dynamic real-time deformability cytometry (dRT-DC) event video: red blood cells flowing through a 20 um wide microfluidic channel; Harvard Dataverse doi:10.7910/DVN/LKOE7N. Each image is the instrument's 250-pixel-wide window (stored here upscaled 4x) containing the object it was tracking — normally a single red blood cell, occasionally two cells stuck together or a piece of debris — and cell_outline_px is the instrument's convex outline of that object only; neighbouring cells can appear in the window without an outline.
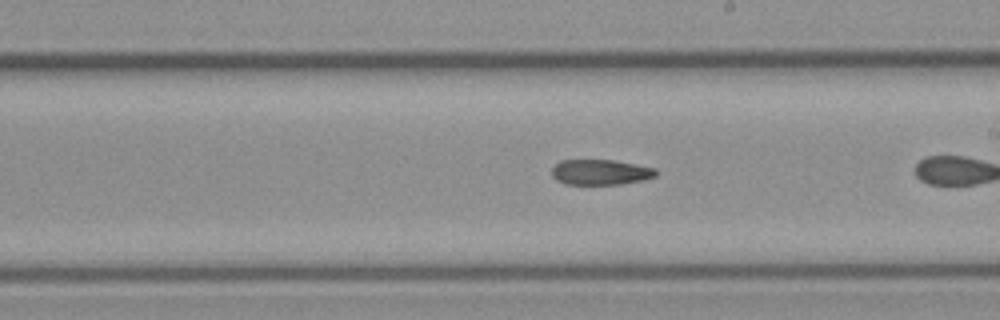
{"species": "common noctule bat (a hibernating species)", "species_latin": "Nyctalus noctula", "temperature_condition": "cold", "stored_images_in_passage": 26, "camera_frame_rate_fps": 3000, "um_per_image_px": 0.085, "animal": {"sex": "female", "body_mass_g": 21.9}, "frame": {"image": 1, "passage_image": 15, "time_ms": 4.667, "image_size_px": [1000, 320], "cell_outline_px": [[656, 176], [644, 180], [620, 184], [564, 184], [556, 180], [552, 176], [552, 168], [560, 160], [612, 160], [636, 164], [656, 168]], "centroid_in_image_um": [51.03, 14.63], "position_along_channel_um": 238.0, "area_um2": 15.43}}